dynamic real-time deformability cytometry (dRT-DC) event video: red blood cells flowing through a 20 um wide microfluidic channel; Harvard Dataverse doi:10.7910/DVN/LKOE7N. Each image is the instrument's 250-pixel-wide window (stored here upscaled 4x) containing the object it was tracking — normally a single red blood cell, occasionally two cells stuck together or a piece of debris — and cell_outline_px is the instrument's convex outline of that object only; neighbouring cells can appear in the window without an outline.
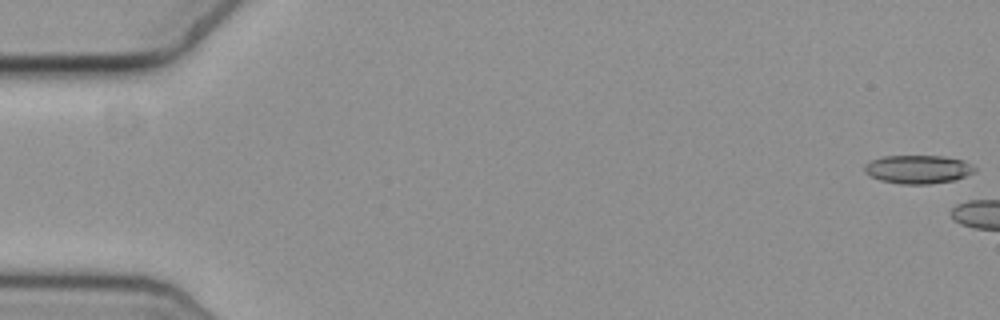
{"species": "common noctule bat (a hibernating species)", "species_latin": "Nyctalus noctula", "temperature_condition": "cold", "stored_images_in_passage": 10, "camera_frame_rate_fps": 3000, "um_per_image_px": 0.085, "animal": {"sex": "female", "body_mass_g": 19.3, "forearm_length_mm": 54.1}, "frame": {"image": 1, "passage_image": 1, "time_ms": 0.0, "image_size_px": [1000, 320], "cell_outline_px": [[976, 168], [972, 172], [956, 180], [928, 184], [900, 184], [880, 180], [864, 172], [864, 164], [872, 160], [884, 156], [944, 156], [964, 160]], "centroid_in_image_um": [78.01, 14.39], "position_along_channel_um": 7.0, "area_um2": 18.21}}